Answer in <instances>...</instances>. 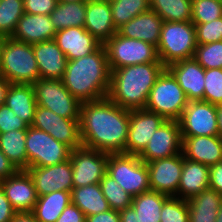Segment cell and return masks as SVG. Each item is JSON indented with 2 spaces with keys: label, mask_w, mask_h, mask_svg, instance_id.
I'll list each match as a JSON object with an SVG mask.
<instances>
[{
  "label": "cell",
  "mask_w": 222,
  "mask_h": 222,
  "mask_svg": "<svg viewBox=\"0 0 222 222\" xmlns=\"http://www.w3.org/2000/svg\"><path fill=\"white\" fill-rule=\"evenodd\" d=\"M80 137L82 146L105 153H125L129 110L108 97L81 104Z\"/></svg>",
  "instance_id": "6da1fadb"
},
{
  "label": "cell",
  "mask_w": 222,
  "mask_h": 222,
  "mask_svg": "<svg viewBox=\"0 0 222 222\" xmlns=\"http://www.w3.org/2000/svg\"><path fill=\"white\" fill-rule=\"evenodd\" d=\"M110 78L111 70L102 44L92 54L68 61L61 80L69 92L83 103L106 98Z\"/></svg>",
  "instance_id": "7a4b0ae2"
},
{
  "label": "cell",
  "mask_w": 222,
  "mask_h": 222,
  "mask_svg": "<svg viewBox=\"0 0 222 222\" xmlns=\"http://www.w3.org/2000/svg\"><path fill=\"white\" fill-rule=\"evenodd\" d=\"M166 69L162 62L142 63L111 71L107 97L127 110L144 109L149 92Z\"/></svg>",
  "instance_id": "3957f363"
},
{
  "label": "cell",
  "mask_w": 222,
  "mask_h": 222,
  "mask_svg": "<svg viewBox=\"0 0 222 222\" xmlns=\"http://www.w3.org/2000/svg\"><path fill=\"white\" fill-rule=\"evenodd\" d=\"M0 76L11 84H31L40 79L33 45L3 38L0 52Z\"/></svg>",
  "instance_id": "277c9868"
},
{
  "label": "cell",
  "mask_w": 222,
  "mask_h": 222,
  "mask_svg": "<svg viewBox=\"0 0 222 222\" xmlns=\"http://www.w3.org/2000/svg\"><path fill=\"white\" fill-rule=\"evenodd\" d=\"M196 47L195 25L191 21H163L157 52L165 67L180 60L193 58Z\"/></svg>",
  "instance_id": "5b68a950"
},
{
  "label": "cell",
  "mask_w": 222,
  "mask_h": 222,
  "mask_svg": "<svg viewBox=\"0 0 222 222\" xmlns=\"http://www.w3.org/2000/svg\"><path fill=\"white\" fill-rule=\"evenodd\" d=\"M188 103L187 97L174 76L165 69L149 92L146 110L165 120L178 121Z\"/></svg>",
  "instance_id": "8992f818"
},
{
  "label": "cell",
  "mask_w": 222,
  "mask_h": 222,
  "mask_svg": "<svg viewBox=\"0 0 222 222\" xmlns=\"http://www.w3.org/2000/svg\"><path fill=\"white\" fill-rule=\"evenodd\" d=\"M106 173L132 197L150 190L147 164L137 155L108 154Z\"/></svg>",
  "instance_id": "52a82bcc"
},
{
  "label": "cell",
  "mask_w": 222,
  "mask_h": 222,
  "mask_svg": "<svg viewBox=\"0 0 222 222\" xmlns=\"http://www.w3.org/2000/svg\"><path fill=\"white\" fill-rule=\"evenodd\" d=\"M103 45L111 71L136 64L161 62L156 46L142 40L125 38L118 32Z\"/></svg>",
  "instance_id": "ba28073f"
},
{
  "label": "cell",
  "mask_w": 222,
  "mask_h": 222,
  "mask_svg": "<svg viewBox=\"0 0 222 222\" xmlns=\"http://www.w3.org/2000/svg\"><path fill=\"white\" fill-rule=\"evenodd\" d=\"M25 147L28 167H47L70 159L72 149L55 140L49 133L29 126Z\"/></svg>",
  "instance_id": "9c48e42d"
},
{
  "label": "cell",
  "mask_w": 222,
  "mask_h": 222,
  "mask_svg": "<svg viewBox=\"0 0 222 222\" xmlns=\"http://www.w3.org/2000/svg\"><path fill=\"white\" fill-rule=\"evenodd\" d=\"M32 86L37 106L45 107L63 118H80L82 103L69 92L62 80L40 78Z\"/></svg>",
  "instance_id": "30bf717a"
},
{
  "label": "cell",
  "mask_w": 222,
  "mask_h": 222,
  "mask_svg": "<svg viewBox=\"0 0 222 222\" xmlns=\"http://www.w3.org/2000/svg\"><path fill=\"white\" fill-rule=\"evenodd\" d=\"M178 122L182 137L218 135L217 105L188 101Z\"/></svg>",
  "instance_id": "8fae6325"
},
{
  "label": "cell",
  "mask_w": 222,
  "mask_h": 222,
  "mask_svg": "<svg viewBox=\"0 0 222 222\" xmlns=\"http://www.w3.org/2000/svg\"><path fill=\"white\" fill-rule=\"evenodd\" d=\"M73 188L99 184L107 172L108 153L80 147L70 155Z\"/></svg>",
  "instance_id": "7c38bea8"
},
{
  "label": "cell",
  "mask_w": 222,
  "mask_h": 222,
  "mask_svg": "<svg viewBox=\"0 0 222 222\" xmlns=\"http://www.w3.org/2000/svg\"><path fill=\"white\" fill-rule=\"evenodd\" d=\"M31 126L49 133L72 150L82 147L79 119L63 118L45 107L37 106Z\"/></svg>",
  "instance_id": "4fadbf2b"
},
{
  "label": "cell",
  "mask_w": 222,
  "mask_h": 222,
  "mask_svg": "<svg viewBox=\"0 0 222 222\" xmlns=\"http://www.w3.org/2000/svg\"><path fill=\"white\" fill-rule=\"evenodd\" d=\"M180 125L175 120H165L153 133L144 151L138 156L145 163L182 153Z\"/></svg>",
  "instance_id": "5bb4252c"
},
{
  "label": "cell",
  "mask_w": 222,
  "mask_h": 222,
  "mask_svg": "<svg viewBox=\"0 0 222 222\" xmlns=\"http://www.w3.org/2000/svg\"><path fill=\"white\" fill-rule=\"evenodd\" d=\"M150 190L176 197L183 168V153L146 163Z\"/></svg>",
  "instance_id": "9a60e30c"
},
{
  "label": "cell",
  "mask_w": 222,
  "mask_h": 222,
  "mask_svg": "<svg viewBox=\"0 0 222 222\" xmlns=\"http://www.w3.org/2000/svg\"><path fill=\"white\" fill-rule=\"evenodd\" d=\"M164 121L162 116L146 109L129 110L125 153L139 156L146 148L153 133Z\"/></svg>",
  "instance_id": "2e32d148"
},
{
  "label": "cell",
  "mask_w": 222,
  "mask_h": 222,
  "mask_svg": "<svg viewBox=\"0 0 222 222\" xmlns=\"http://www.w3.org/2000/svg\"><path fill=\"white\" fill-rule=\"evenodd\" d=\"M26 171L32 178L38 197L54 191H72L73 174L70 159L47 167H28Z\"/></svg>",
  "instance_id": "e0dca14e"
},
{
  "label": "cell",
  "mask_w": 222,
  "mask_h": 222,
  "mask_svg": "<svg viewBox=\"0 0 222 222\" xmlns=\"http://www.w3.org/2000/svg\"><path fill=\"white\" fill-rule=\"evenodd\" d=\"M7 199L17 213L32 212L38 196L32 178L26 170L0 181Z\"/></svg>",
  "instance_id": "ac0fdd59"
},
{
  "label": "cell",
  "mask_w": 222,
  "mask_h": 222,
  "mask_svg": "<svg viewBox=\"0 0 222 222\" xmlns=\"http://www.w3.org/2000/svg\"><path fill=\"white\" fill-rule=\"evenodd\" d=\"M166 69L177 80L188 101H204L205 69L194 58L174 62Z\"/></svg>",
  "instance_id": "d6986e66"
},
{
  "label": "cell",
  "mask_w": 222,
  "mask_h": 222,
  "mask_svg": "<svg viewBox=\"0 0 222 222\" xmlns=\"http://www.w3.org/2000/svg\"><path fill=\"white\" fill-rule=\"evenodd\" d=\"M54 41L68 61L92 54L102 45L84 27H69L58 30Z\"/></svg>",
  "instance_id": "ffe728a7"
},
{
  "label": "cell",
  "mask_w": 222,
  "mask_h": 222,
  "mask_svg": "<svg viewBox=\"0 0 222 222\" xmlns=\"http://www.w3.org/2000/svg\"><path fill=\"white\" fill-rule=\"evenodd\" d=\"M84 28L102 44L118 32L108 0H86Z\"/></svg>",
  "instance_id": "44dd1931"
},
{
  "label": "cell",
  "mask_w": 222,
  "mask_h": 222,
  "mask_svg": "<svg viewBox=\"0 0 222 222\" xmlns=\"http://www.w3.org/2000/svg\"><path fill=\"white\" fill-rule=\"evenodd\" d=\"M56 30L50 15L24 13L18 20L12 39L34 44L54 40Z\"/></svg>",
  "instance_id": "7402d4cb"
},
{
  "label": "cell",
  "mask_w": 222,
  "mask_h": 222,
  "mask_svg": "<svg viewBox=\"0 0 222 222\" xmlns=\"http://www.w3.org/2000/svg\"><path fill=\"white\" fill-rule=\"evenodd\" d=\"M184 158L213 166L222 161V138L215 136L182 137Z\"/></svg>",
  "instance_id": "603a6c76"
},
{
  "label": "cell",
  "mask_w": 222,
  "mask_h": 222,
  "mask_svg": "<svg viewBox=\"0 0 222 222\" xmlns=\"http://www.w3.org/2000/svg\"><path fill=\"white\" fill-rule=\"evenodd\" d=\"M32 45L40 78L61 80L65 73L68 59L56 42L50 40Z\"/></svg>",
  "instance_id": "cb8c5ba5"
},
{
  "label": "cell",
  "mask_w": 222,
  "mask_h": 222,
  "mask_svg": "<svg viewBox=\"0 0 222 222\" xmlns=\"http://www.w3.org/2000/svg\"><path fill=\"white\" fill-rule=\"evenodd\" d=\"M163 20L154 11L149 10L131 19L118 29L125 38H133L158 46Z\"/></svg>",
  "instance_id": "d4e9b609"
},
{
  "label": "cell",
  "mask_w": 222,
  "mask_h": 222,
  "mask_svg": "<svg viewBox=\"0 0 222 222\" xmlns=\"http://www.w3.org/2000/svg\"><path fill=\"white\" fill-rule=\"evenodd\" d=\"M210 167L184 158L183 168L176 197L189 200L209 188Z\"/></svg>",
  "instance_id": "484cf974"
},
{
  "label": "cell",
  "mask_w": 222,
  "mask_h": 222,
  "mask_svg": "<svg viewBox=\"0 0 222 222\" xmlns=\"http://www.w3.org/2000/svg\"><path fill=\"white\" fill-rule=\"evenodd\" d=\"M5 105L29 126L33 124L37 102L31 84H10Z\"/></svg>",
  "instance_id": "4316f807"
},
{
  "label": "cell",
  "mask_w": 222,
  "mask_h": 222,
  "mask_svg": "<svg viewBox=\"0 0 222 222\" xmlns=\"http://www.w3.org/2000/svg\"><path fill=\"white\" fill-rule=\"evenodd\" d=\"M187 201L189 222H215L222 204V195L208 188Z\"/></svg>",
  "instance_id": "83f0119b"
},
{
  "label": "cell",
  "mask_w": 222,
  "mask_h": 222,
  "mask_svg": "<svg viewBox=\"0 0 222 222\" xmlns=\"http://www.w3.org/2000/svg\"><path fill=\"white\" fill-rule=\"evenodd\" d=\"M71 202L84 213L85 217L111 209L102 194L100 184L72 188Z\"/></svg>",
  "instance_id": "f1b7e54d"
},
{
  "label": "cell",
  "mask_w": 222,
  "mask_h": 222,
  "mask_svg": "<svg viewBox=\"0 0 222 222\" xmlns=\"http://www.w3.org/2000/svg\"><path fill=\"white\" fill-rule=\"evenodd\" d=\"M70 202V191H54L39 196L31 213L37 222H56Z\"/></svg>",
  "instance_id": "f546056e"
},
{
  "label": "cell",
  "mask_w": 222,
  "mask_h": 222,
  "mask_svg": "<svg viewBox=\"0 0 222 222\" xmlns=\"http://www.w3.org/2000/svg\"><path fill=\"white\" fill-rule=\"evenodd\" d=\"M86 1L58 2L50 14L56 31L69 27H84Z\"/></svg>",
  "instance_id": "4dcf8cb0"
},
{
  "label": "cell",
  "mask_w": 222,
  "mask_h": 222,
  "mask_svg": "<svg viewBox=\"0 0 222 222\" xmlns=\"http://www.w3.org/2000/svg\"><path fill=\"white\" fill-rule=\"evenodd\" d=\"M26 130L0 133V150L18 168L27 169Z\"/></svg>",
  "instance_id": "1f68e13d"
},
{
  "label": "cell",
  "mask_w": 222,
  "mask_h": 222,
  "mask_svg": "<svg viewBox=\"0 0 222 222\" xmlns=\"http://www.w3.org/2000/svg\"><path fill=\"white\" fill-rule=\"evenodd\" d=\"M169 196L149 190L132 198L140 222H160L161 209Z\"/></svg>",
  "instance_id": "d6a6232c"
},
{
  "label": "cell",
  "mask_w": 222,
  "mask_h": 222,
  "mask_svg": "<svg viewBox=\"0 0 222 222\" xmlns=\"http://www.w3.org/2000/svg\"><path fill=\"white\" fill-rule=\"evenodd\" d=\"M150 10L163 21L188 22L192 16V0H150Z\"/></svg>",
  "instance_id": "836d02e7"
},
{
  "label": "cell",
  "mask_w": 222,
  "mask_h": 222,
  "mask_svg": "<svg viewBox=\"0 0 222 222\" xmlns=\"http://www.w3.org/2000/svg\"><path fill=\"white\" fill-rule=\"evenodd\" d=\"M109 2L117 30L137 15L150 10V0H109Z\"/></svg>",
  "instance_id": "e575fe53"
},
{
  "label": "cell",
  "mask_w": 222,
  "mask_h": 222,
  "mask_svg": "<svg viewBox=\"0 0 222 222\" xmlns=\"http://www.w3.org/2000/svg\"><path fill=\"white\" fill-rule=\"evenodd\" d=\"M24 13L23 0H0V37L10 38Z\"/></svg>",
  "instance_id": "d590c367"
},
{
  "label": "cell",
  "mask_w": 222,
  "mask_h": 222,
  "mask_svg": "<svg viewBox=\"0 0 222 222\" xmlns=\"http://www.w3.org/2000/svg\"><path fill=\"white\" fill-rule=\"evenodd\" d=\"M99 184L102 194L111 209L120 212L131 206L133 197L128 194L110 175L106 173Z\"/></svg>",
  "instance_id": "8d00e7d4"
},
{
  "label": "cell",
  "mask_w": 222,
  "mask_h": 222,
  "mask_svg": "<svg viewBox=\"0 0 222 222\" xmlns=\"http://www.w3.org/2000/svg\"><path fill=\"white\" fill-rule=\"evenodd\" d=\"M222 17V0H192L193 24H204Z\"/></svg>",
  "instance_id": "74e56055"
},
{
  "label": "cell",
  "mask_w": 222,
  "mask_h": 222,
  "mask_svg": "<svg viewBox=\"0 0 222 222\" xmlns=\"http://www.w3.org/2000/svg\"><path fill=\"white\" fill-rule=\"evenodd\" d=\"M193 58L204 69H222V41L197 45Z\"/></svg>",
  "instance_id": "f35d334b"
},
{
  "label": "cell",
  "mask_w": 222,
  "mask_h": 222,
  "mask_svg": "<svg viewBox=\"0 0 222 222\" xmlns=\"http://www.w3.org/2000/svg\"><path fill=\"white\" fill-rule=\"evenodd\" d=\"M160 222H189L188 201L169 197L162 206Z\"/></svg>",
  "instance_id": "ab89813d"
},
{
  "label": "cell",
  "mask_w": 222,
  "mask_h": 222,
  "mask_svg": "<svg viewBox=\"0 0 222 222\" xmlns=\"http://www.w3.org/2000/svg\"><path fill=\"white\" fill-rule=\"evenodd\" d=\"M204 101L214 105L222 104V69H205Z\"/></svg>",
  "instance_id": "60d3db41"
},
{
  "label": "cell",
  "mask_w": 222,
  "mask_h": 222,
  "mask_svg": "<svg viewBox=\"0 0 222 222\" xmlns=\"http://www.w3.org/2000/svg\"><path fill=\"white\" fill-rule=\"evenodd\" d=\"M197 45L222 41V17L204 24H194Z\"/></svg>",
  "instance_id": "b9f144b4"
},
{
  "label": "cell",
  "mask_w": 222,
  "mask_h": 222,
  "mask_svg": "<svg viewBox=\"0 0 222 222\" xmlns=\"http://www.w3.org/2000/svg\"><path fill=\"white\" fill-rule=\"evenodd\" d=\"M29 125L5 104L0 105V133L13 130H27Z\"/></svg>",
  "instance_id": "7bdbcfd3"
},
{
  "label": "cell",
  "mask_w": 222,
  "mask_h": 222,
  "mask_svg": "<svg viewBox=\"0 0 222 222\" xmlns=\"http://www.w3.org/2000/svg\"><path fill=\"white\" fill-rule=\"evenodd\" d=\"M57 3V0H23L24 11L28 14L50 15Z\"/></svg>",
  "instance_id": "ee69618b"
},
{
  "label": "cell",
  "mask_w": 222,
  "mask_h": 222,
  "mask_svg": "<svg viewBox=\"0 0 222 222\" xmlns=\"http://www.w3.org/2000/svg\"><path fill=\"white\" fill-rule=\"evenodd\" d=\"M84 213L72 202L62 211L56 222H85Z\"/></svg>",
  "instance_id": "f6af8a7d"
},
{
  "label": "cell",
  "mask_w": 222,
  "mask_h": 222,
  "mask_svg": "<svg viewBox=\"0 0 222 222\" xmlns=\"http://www.w3.org/2000/svg\"><path fill=\"white\" fill-rule=\"evenodd\" d=\"M209 188L222 195V161L210 166Z\"/></svg>",
  "instance_id": "bcb514c9"
},
{
  "label": "cell",
  "mask_w": 222,
  "mask_h": 222,
  "mask_svg": "<svg viewBox=\"0 0 222 222\" xmlns=\"http://www.w3.org/2000/svg\"><path fill=\"white\" fill-rule=\"evenodd\" d=\"M16 213L0 186V222H11Z\"/></svg>",
  "instance_id": "7dc6e473"
},
{
  "label": "cell",
  "mask_w": 222,
  "mask_h": 222,
  "mask_svg": "<svg viewBox=\"0 0 222 222\" xmlns=\"http://www.w3.org/2000/svg\"><path fill=\"white\" fill-rule=\"evenodd\" d=\"M85 222H120L119 211L110 209L95 215L87 216Z\"/></svg>",
  "instance_id": "c3c4849f"
},
{
  "label": "cell",
  "mask_w": 222,
  "mask_h": 222,
  "mask_svg": "<svg viewBox=\"0 0 222 222\" xmlns=\"http://www.w3.org/2000/svg\"><path fill=\"white\" fill-rule=\"evenodd\" d=\"M18 168L0 150V181L13 176Z\"/></svg>",
  "instance_id": "681fc988"
},
{
  "label": "cell",
  "mask_w": 222,
  "mask_h": 222,
  "mask_svg": "<svg viewBox=\"0 0 222 222\" xmlns=\"http://www.w3.org/2000/svg\"><path fill=\"white\" fill-rule=\"evenodd\" d=\"M119 214L120 222H140L137 213L132 206L123 209Z\"/></svg>",
  "instance_id": "f907efd6"
},
{
  "label": "cell",
  "mask_w": 222,
  "mask_h": 222,
  "mask_svg": "<svg viewBox=\"0 0 222 222\" xmlns=\"http://www.w3.org/2000/svg\"><path fill=\"white\" fill-rule=\"evenodd\" d=\"M11 222H37L31 212L16 213Z\"/></svg>",
  "instance_id": "816d5d0a"
},
{
  "label": "cell",
  "mask_w": 222,
  "mask_h": 222,
  "mask_svg": "<svg viewBox=\"0 0 222 222\" xmlns=\"http://www.w3.org/2000/svg\"><path fill=\"white\" fill-rule=\"evenodd\" d=\"M10 82L7 81L4 77L0 76V105L5 104L8 88Z\"/></svg>",
  "instance_id": "f5cc1de1"
},
{
  "label": "cell",
  "mask_w": 222,
  "mask_h": 222,
  "mask_svg": "<svg viewBox=\"0 0 222 222\" xmlns=\"http://www.w3.org/2000/svg\"><path fill=\"white\" fill-rule=\"evenodd\" d=\"M218 135L222 138V104L217 106Z\"/></svg>",
  "instance_id": "db71d44e"
},
{
  "label": "cell",
  "mask_w": 222,
  "mask_h": 222,
  "mask_svg": "<svg viewBox=\"0 0 222 222\" xmlns=\"http://www.w3.org/2000/svg\"><path fill=\"white\" fill-rule=\"evenodd\" d=\"M215 222H222V204H221L220 209L218 210L217 218Z\"/></svg>",
  "instance_id": "11a10c76"
},
{
  "label": "cell",
  "mask_w": 222,
  "mask_h": 222,
  "mask_svg": "<svg viewBox=\"0 0 222 222\" xmlns=\"http://www.w3.org/2000/svg\"><path fill=\"white\" fill-rule=\"evenodd\" d=\"M75 1H86V0H57V2H75Z\"/></svg>",
  "instance_id": "9f6ffc18"
},
{
  "label": "cell",
  "mask_w": 222,
  "mask_h": 222,
  "mask_svg": "<svg viewBox=\"0 0 222 222\" xmlns=\"http://www.w3.org/2000/svg\"><path fill=\"white\" fill-rule=\"evenodd\" d=\"M2 44H3V37H0V52H1Z\"/></svg>",
  "instance_id": "6f0895ef"
}]
</instances>
